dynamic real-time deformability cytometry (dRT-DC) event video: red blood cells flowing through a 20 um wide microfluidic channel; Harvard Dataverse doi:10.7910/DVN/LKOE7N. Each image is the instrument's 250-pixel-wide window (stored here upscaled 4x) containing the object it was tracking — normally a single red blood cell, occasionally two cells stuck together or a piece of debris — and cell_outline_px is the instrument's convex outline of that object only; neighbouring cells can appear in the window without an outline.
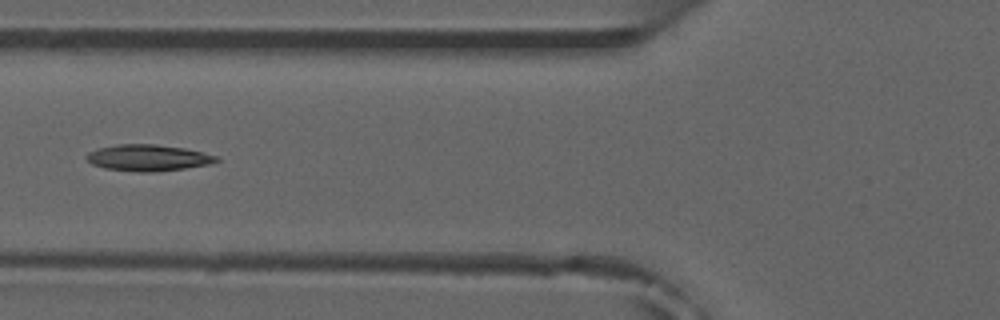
{"species": "common noctule bat (a hibernating species)", "species_latin": "Nyctalus noctula", "temperature_condition": "room temperature", "stored_images_in_passage": 5, "camera_frame_rate_fps": 3000, "um_per_image_px": 0.085, "animal": {"sex": "male", "forearm_length_mm": 52.5}, "frame": {"image": 1, "passage_image": 5, "time_ms": 4.667, "image_size_px": [1000, 320], "cell_outline_px": [[220, 160], [208, 164], [184, 168], [152, 172], [140, 172], [104, 168], [92, 164], [88, 160], [88, 152], [96, 148], [116, 144], [156, 144], [184, 148], [216, 156]], "centroid_in_image_um": [12.54, 13.4], "position_along_channel_um": 113.3, "area_um2": 19.71}}